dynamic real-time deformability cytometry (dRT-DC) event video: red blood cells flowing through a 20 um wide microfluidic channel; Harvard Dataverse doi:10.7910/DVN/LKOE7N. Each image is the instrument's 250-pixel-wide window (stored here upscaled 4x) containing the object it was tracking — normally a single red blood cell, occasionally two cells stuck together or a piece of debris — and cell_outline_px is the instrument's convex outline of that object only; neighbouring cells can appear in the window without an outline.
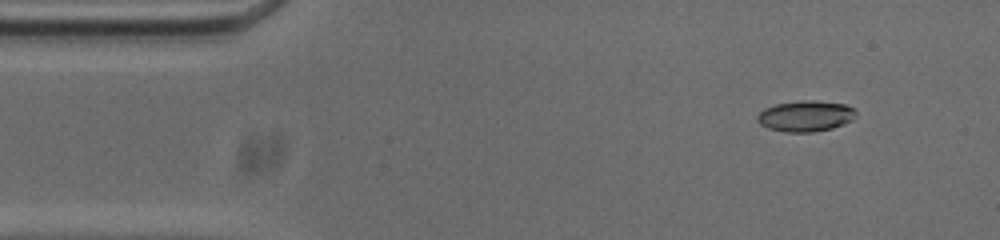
{"species": "common noctule bat (a hibernating species)", "species_latin": "Nyctalus noctula", "temperature_condition": "cold", "stored_images_in_passage": 51, "camera_frame_rate_fps": 3000, "um_per_image_px": 0.085, "animal": {"sex": "male", "body_mass_g": 20.0, "forearm_length_mm": 53.3}, "frame": {"image": 1, "passage_image": 3, "time_ms": 0.667, "image_size_px": [1000, 240], "cell_outline_px": [[856, 116], [852, 120], [844, 124], [832, 128], [812, 132], [784, 132], [768, 128], [760, 124], [756, 120], [756, 116], [764, 108], [776, 104], [804, 100], [812, 100], [844, 104], [856, 108]], "centroid_in_image_um": [68.48, 9.86], "position_along_channel_um": 16.5, "area_um2": 17.86}}
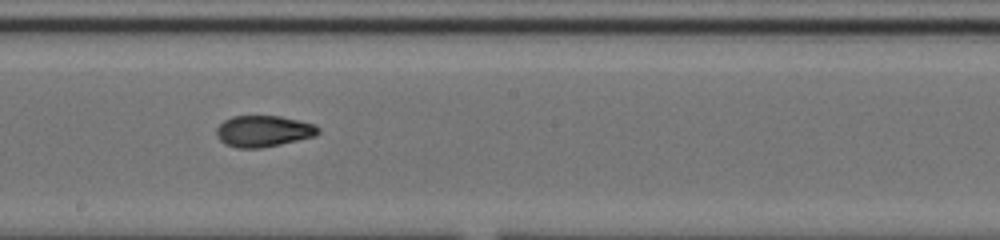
{"frame": {"image": 2, "passage_image": 26, "time_ms": 8.333, "image_size_px": [1000, 240], "cell_outline_px": [[320, 132], [316, 136], [280, 144], [260, 148], [236, 148], [224, 144], [220, 140], [216, 132], [216, 128], [224, 120], [232, 116], [280, 116], [300, 120], [316, 124], [320, 128]], "centroid_in_image_um": [22.41, 11.14], "position_along_channel_um": 225.8, "area_um2": 18.73}}
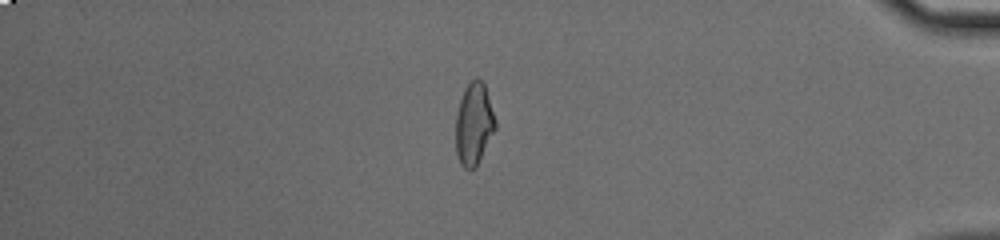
{"frame": {"image": 3, "passage_image": 43, "time_ms": 14.0, "image_size_px": [1000, 240], "cell_outline_px": [[496, 128], [476, 168], [464, 168], [460, 164], [456, 152], [456, 112], [464, 88], [476, 76], [484, 84], [496, 120]], "centroid_in_image_um": [40.28, 10.54], "position_along_channel_um": 394.9, "area_um2": 18.96}, "authors_computed_cell_mechanics": {"area_um2": 18.785, "velocity_mm_per_s": 3.7341, "shape_relaxation_time_tau1_ms": null, "shape_relaxation_time_tau2_ms": 1.9477, "deformation_change_tau1": null, "deformation_change_tau2": 0.0664}}